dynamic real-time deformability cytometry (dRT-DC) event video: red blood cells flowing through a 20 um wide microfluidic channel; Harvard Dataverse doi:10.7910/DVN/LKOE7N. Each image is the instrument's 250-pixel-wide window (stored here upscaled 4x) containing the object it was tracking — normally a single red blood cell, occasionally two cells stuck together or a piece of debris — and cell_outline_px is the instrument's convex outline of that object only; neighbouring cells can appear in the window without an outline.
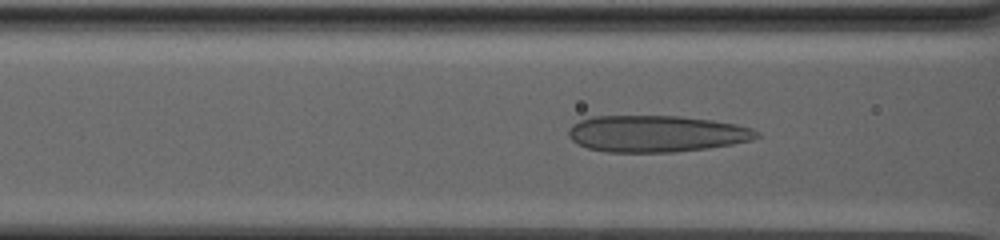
{"species": "human", "species_latin": "Homo sapiens", "temperature_condition": "warm", "stored_images_in_passage": 47, "camera_frame_rate_fps": 3000, "um_per_image_px": 0.085, "donor": {"sex": "male"}, "frame": {"image": 1, "passage_image": 14, "time_ms": 4.333, "image_size_px": [1000, 240], "cell_outline_px": [[760, 136], [752, 140], [732, 144], [708, 148], [672, 152], [608, 152], [588, 148], [572, 140], [568, 136], [568, 132], [572, 124], [580, 120], [592, 116], [680, 116], [712, 120], [736, 124], [752, 128], [760, 132]], "centroid_in_image_um": [55.81, 11.36], "position_along_channel_um": 110.8, "area_um2": 40.17}}
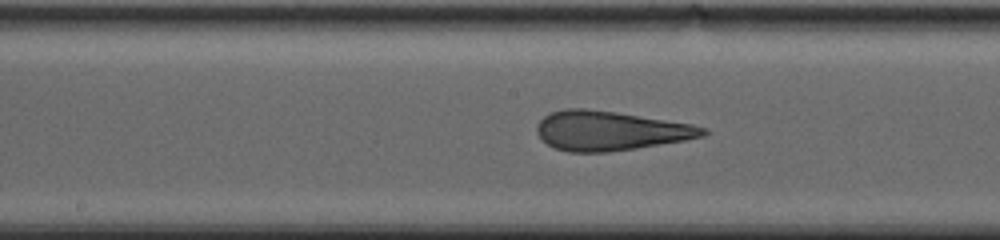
{"frame": {"image": 2, "passage_image": 24, "time_ms": 7.667, "image_size_px": [1000, 240], "cell_outline_px": [[708, 132], [704, 136], [684, 140], [636, 148], [608, 152], [568, 152], [556, 148], [548, 144], [536, 132], [536, 124], [548, 112], [564, 108], [584, 108], [616, 112], [692, 124], [708, 128]], "centroid_in_image_um": [51.84, 11.1], "position_along_channel_um": 196.4, "area_um2": 38.09}}
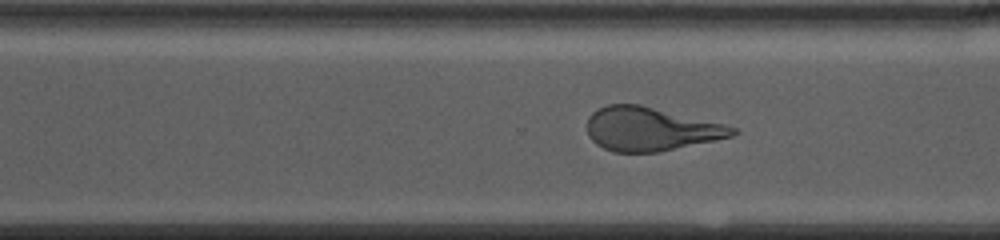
{"frame": {"image": 3, "passage_image": 38, "time_ms": 12.333, "image_size_px": [1000, 240], "cell_outline_px": [[740, 132], [732, 136], [656, 152], [612, 152], [596, 144], [588, 136], [588, 116], [592, 112], [608, 104], [640, 104], [724, 124], [736, 128]], "centroid_in_image_um": [55.26, 10.96], "position_along_channel_um": 315.3, "area_um2": 36.65}}